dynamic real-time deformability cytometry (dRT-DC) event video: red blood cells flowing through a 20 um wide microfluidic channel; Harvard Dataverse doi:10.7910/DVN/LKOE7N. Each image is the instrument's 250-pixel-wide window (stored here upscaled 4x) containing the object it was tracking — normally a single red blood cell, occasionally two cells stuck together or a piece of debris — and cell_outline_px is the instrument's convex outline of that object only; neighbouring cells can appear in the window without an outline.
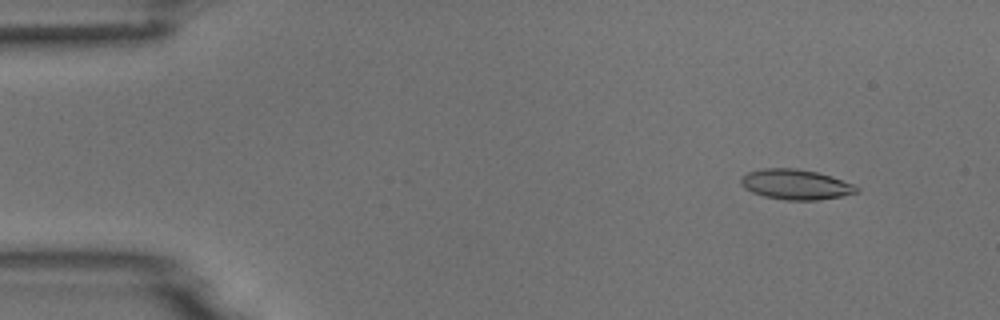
{"species": "common noctule bat (a hibernating species)", "species_latin": "Nyctalus noctula", "temperature_condition": "room temperature", "stored_images_in_passage": 12, "camera_frame_rate_fps": 3000, "um_per_image_px": 0.085, "animal": {"sex": "male", "body_mass_g": 18.8}, "frame": {"image": 1, "passage_image": 2, "time_ms": 1.0, "image_size_px": [1000, 320], "cell_outline_px": [[860, 192], [840, 196], [816, 200], [784, 200], [764, 196], [752, 192], [744, 188], [740, 184], [740, 176], [748, 172], [764, 168], [796, 168], [816, 172], [832, 176], [852, 184], [860, 188]], "centroid_in_image_um": [67.61, 15.67], "position_along_channel_um": 17.4, "area_um2": 20.4}}
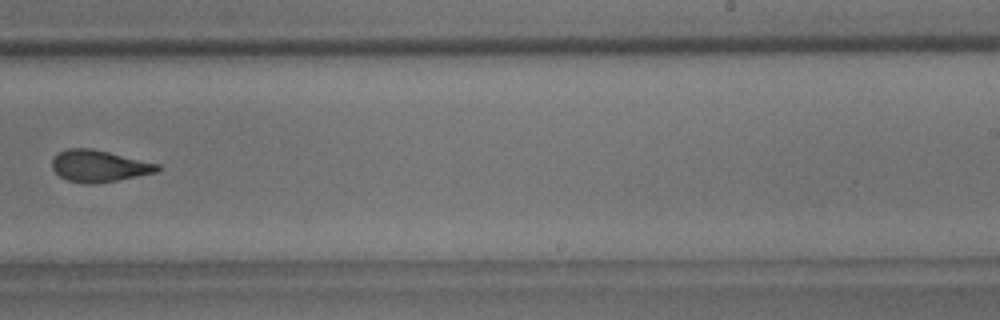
{"frame": {"image": 2, "passage_image": 10, "time_ms": 10.333, "image_size_px": [1000, 320], "cell_outline_px": [[160, 168], [156, 172], [116, 180], [92, 184], [84, 184], [68, 180], [60, 176], [52, 168], [52, 160], [60, 152], [68, 148], [92, 148], [160, 164]], "centroid_in_image_um": [8.41, 14.11], "position_along_channel_um": 280.6, "area_um2": 19.25}}
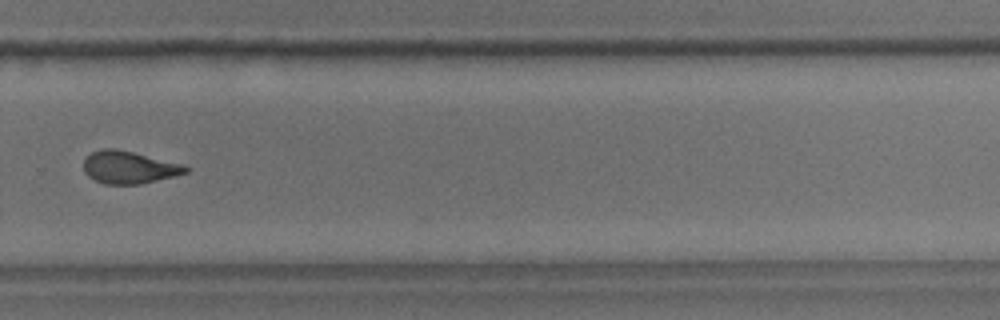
{"frame": {"image": 3, "passage_image": 11, "time_ms": 11.333, "image_size_px": [1000, 320], "cell_outline_px": [[188, 172], [140, 184], [104, 184], [88, 176], [84, 172], [84, 160], [92, 152], [100, 148], [116, 148], [184, 164], [188, 168]], "centroid_in_image_um": [10.94, 14.21], "position_along_channel_um": 318.9, "area_um2": 19.19}}